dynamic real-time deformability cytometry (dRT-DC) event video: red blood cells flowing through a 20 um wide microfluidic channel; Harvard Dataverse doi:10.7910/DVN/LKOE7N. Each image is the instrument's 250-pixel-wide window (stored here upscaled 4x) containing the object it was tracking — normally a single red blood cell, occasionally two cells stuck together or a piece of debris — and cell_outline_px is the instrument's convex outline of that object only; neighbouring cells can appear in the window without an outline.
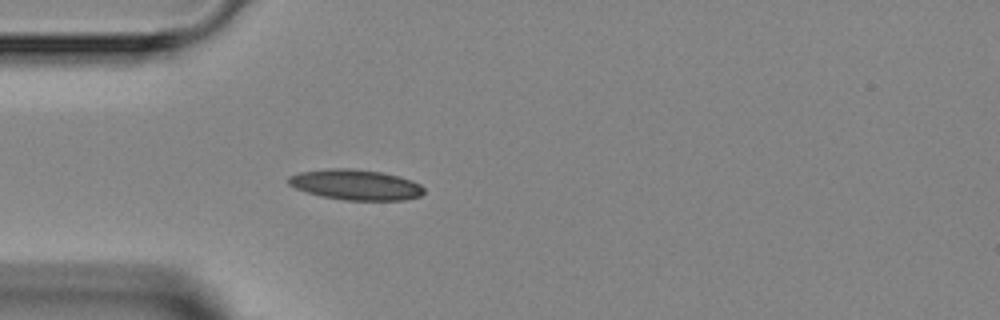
{"species": "Egyptian fruit bat (a non-hibernating species)", "species_latin": "Rousettus aegyptiacus", "temperature_condition": "room temperature", "stored_images_in_passage": 4, "camera_frame_rate_fps": 3000, "um_per_image_px": 0.085, "animal": {"sex": "female"}, "frame": {"image": 1, "passage_image": 4, "time_ms": 4.333, "image_size_px": [1000, 320], "cell_outline_px": [[424, 192], [420, 196], [404, 200], [344, 200], [320, 196], [296, 188], [288, 184], [288, 176], [300, 172], [328, 168], [356, 168], [384, 172], [400, 176], [412, 180], [420, 184], [424, 188]], "centroid_in_image_um": [30.25, 15.69], "position_along_channel_um": 54.7, "area_um2": 24.28}}